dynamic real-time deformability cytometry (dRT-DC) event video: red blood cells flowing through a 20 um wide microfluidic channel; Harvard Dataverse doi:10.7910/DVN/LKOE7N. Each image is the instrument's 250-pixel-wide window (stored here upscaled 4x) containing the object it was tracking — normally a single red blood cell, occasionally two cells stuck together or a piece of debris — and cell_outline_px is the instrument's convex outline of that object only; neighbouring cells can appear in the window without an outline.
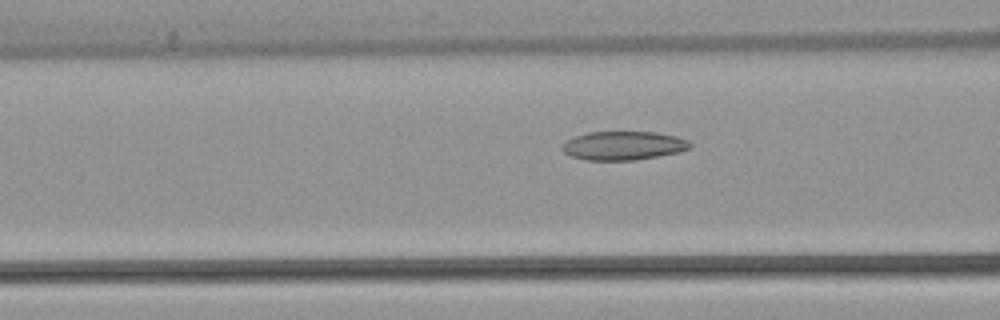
{"species": "common noctule bat (a hibernating species)", "species_latin": "Nyctalus noctula", "temperature_condition": "warm", "stored_images_in_passage": 21, "camera_frame_rate_fps": 3000, "um_per_image_px": 0.085, "animal": {"sex": "female", "body_mass_g": 22.7, "forearm_length_mm": 54.2}, "frame": {"image": 1, "passage_image": 12, "time_ms": 3.667, "image_size_px": [1000, 320], "cell_outline_px": [[692, 148], [680, 152], [636, 160], [584, 160], [572, 156], [564, 152], [560, 148], [568, 140], [576, 136], [588, 132], [656, 132], [676, 136], [688, 140], [692, 144]], "centroid_in_image_um": [53.03, 12.38], "position_along_channel_um": 113.6, "area_um2": 21.44}}